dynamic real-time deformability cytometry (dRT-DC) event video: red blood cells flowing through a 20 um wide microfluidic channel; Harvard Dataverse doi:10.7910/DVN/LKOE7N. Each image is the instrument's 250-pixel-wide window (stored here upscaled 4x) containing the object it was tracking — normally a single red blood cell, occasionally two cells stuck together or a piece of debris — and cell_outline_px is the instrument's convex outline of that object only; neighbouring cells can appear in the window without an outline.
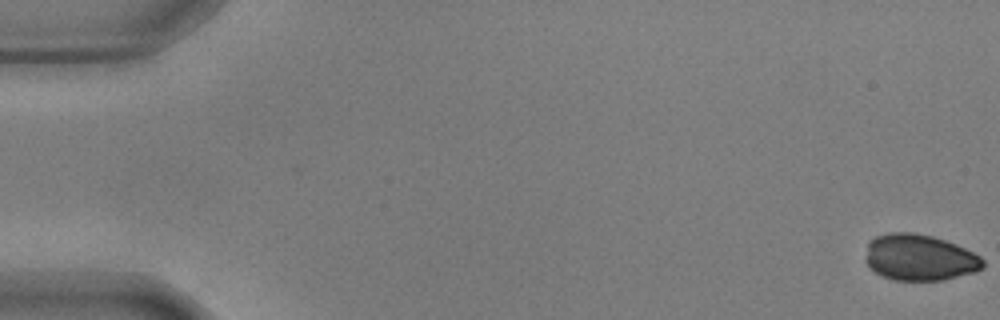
{"species": "common noctule bat (a hibernating species)", "species_latin": "Nyctalus noctula", "temperature_condition": "warm", "stored_images_in_passage": 56, "camera_frame_rate_fps": 3000, "um_per_image_px": 0.085, "animal": {"sex": "male", "body_mass_g": 17.9, "forearm_length_mm": 54.2}, "frame": {"image": 1, "passage_image": 1, "time_ms": 0.0, "image_size_px": [1000, 320], "cell_outline_px": [[984, 268], [976, 272], [944, 280], [892, 280], [880, 276], [864, 260], [864, 256], [868, 240], [876, 236], [888, 232], [912, 232], [932, 236], [956, 244], [980, 256], [984, 260]], "centroid_in_image_um": [78.14, 21.89], "position_along_channel_um": 6.9, "area_um2": 32.02}}
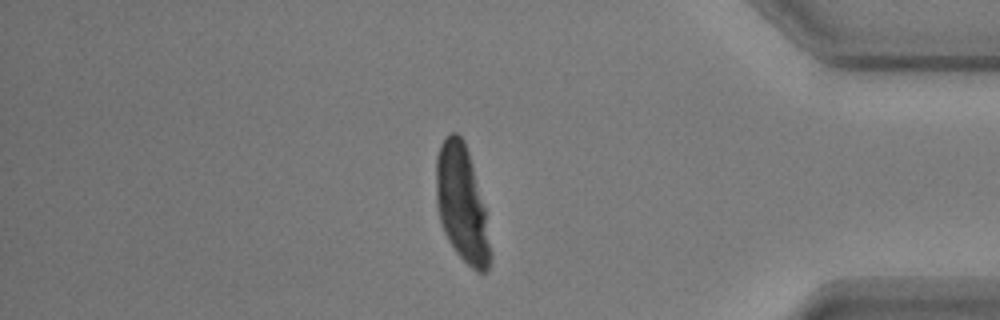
{"frame": {"image": 2, "passage_image": 48, "time_ms": 15.667, "image_size_px": [1000, 320], "cell_outline_px": [[492, 256], [488, 268], [484, 272], [476, 272], [456, 252], [448, 240], [440, 224], [436, 204], [436, 156], [440, 144], [444, 136], [452, 132], [456, 132], [464, 140], [468, 152], [484, 208], [492, 252]], "centroid_in_image_um": [39.23, 17.33], "position_along_channel_um": 396.0, "area_um2": 36.65}}
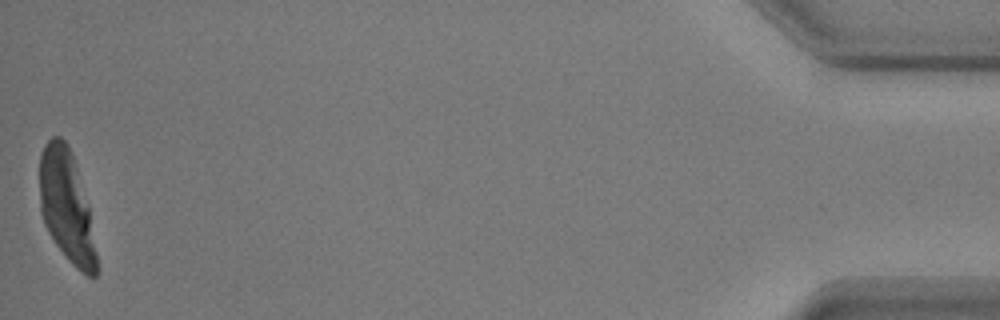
{"frame": {"image": 3, "passage_image": 56, "time_ms": 18.333, "image_size_px": [1000, 320], "cell_outline_px": [[96, 276], [88, 276], [76, 268], [68, 260], [56, 244], [48, 232], [44, 224], [40, 212], [40, 152], [44, 144], [52, 136], [60, 136], [68, 144], [88, 204], [96, 252]], "centroid_in_image_um": [5.62, 17.52], "position_along_channel_um": 429.6, "area_um2": 36.65}}